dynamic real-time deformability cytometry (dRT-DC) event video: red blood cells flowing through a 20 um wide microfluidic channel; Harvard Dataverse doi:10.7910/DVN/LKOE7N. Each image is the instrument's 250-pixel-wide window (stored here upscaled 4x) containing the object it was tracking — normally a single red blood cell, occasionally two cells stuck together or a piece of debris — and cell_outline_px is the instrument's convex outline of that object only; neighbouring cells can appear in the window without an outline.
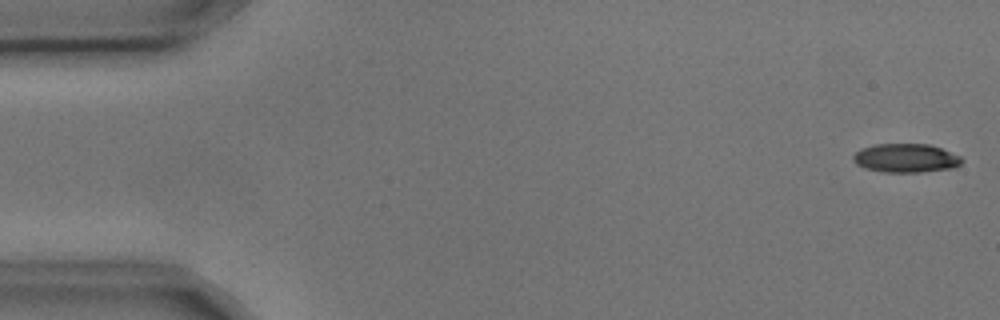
{"species": "common noctule bat (a hibernating species)", "species_latin": "Nyctalus noctula", "temperature_condition": "cold", "stored_images_in_passage": 8, "camera_frame_rate_fps": 3000, "um_per_image_px": 0.085, "animal": {"sex": "male", "body_mass_g": 17.9, "forearm_length_mm": 54.2}, "frame": {"image": 1, "passage_image": 1, "time_ms": 0.0, "image_size_px": [1000, 320], "cell_outline_px": [[964, 160], [956, 168], [920, 172], [884, 172], [864, 168], [856, 164], [852, 160], [852, 156], [860, 148], [876, 144], [928, 144], [940, 148], [960, 156]], "centroid_in_image_um": [76.98, 13.44], "position_along_channel_um": 8.0, "area_um2": 18.32}}
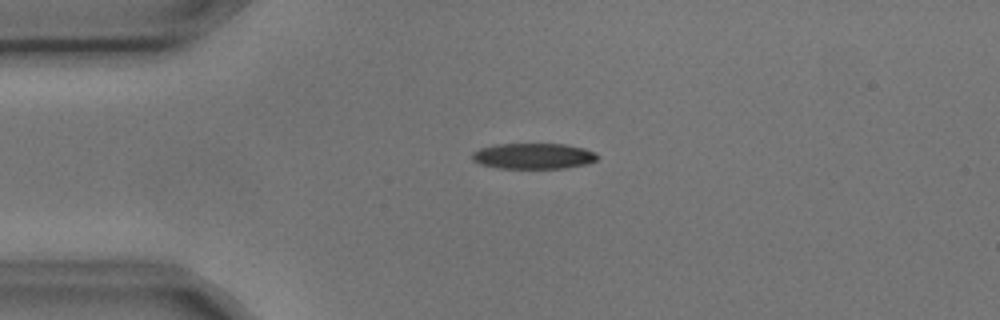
{"frame": {"image": 2, "passage_image": 4, "time_ms": 1.0, "image_size_px": [1000, 320], "cell_outline_px": [[600, 156], [596, 160], [588, 164], [564, 168], [496, 168], [480, 164], [472, 160], [472, 152], [480, 148], [496, 144], [564, 144], [584, 148], [596, 152]], "centroid_in_image_um": [45.35, 13.26], "position_along_channel_um": 39.6, "area_um2": 18.96}}
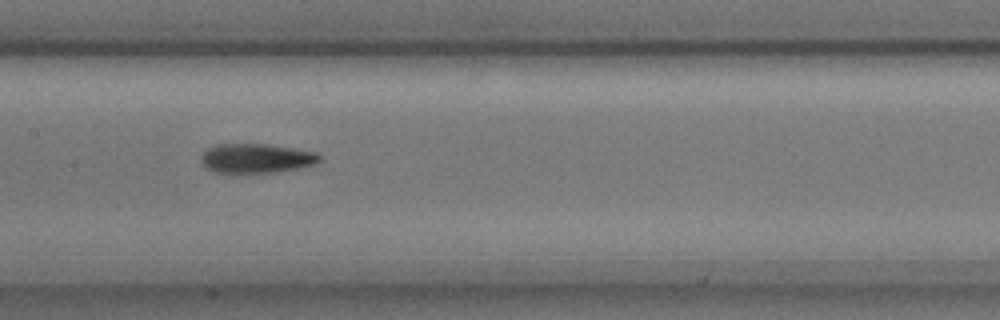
{"frame": {"image": 3, "passage_image": 8, "time_ms": 2.333, "image_size_px": [1000, 320], "cell_outline_px": [[320, 160], [316, 164], [300, 168], [276, 172], [212, 172], [204, 168], [200, 160], [200, 156], [208, 148], [216, 144], [268, 144], [316, 152], [320, 156]], "centroid_in_image_um": [21.76, 13.46], "position_along_channel_um": 185.6, "area_um2": 20.35}}